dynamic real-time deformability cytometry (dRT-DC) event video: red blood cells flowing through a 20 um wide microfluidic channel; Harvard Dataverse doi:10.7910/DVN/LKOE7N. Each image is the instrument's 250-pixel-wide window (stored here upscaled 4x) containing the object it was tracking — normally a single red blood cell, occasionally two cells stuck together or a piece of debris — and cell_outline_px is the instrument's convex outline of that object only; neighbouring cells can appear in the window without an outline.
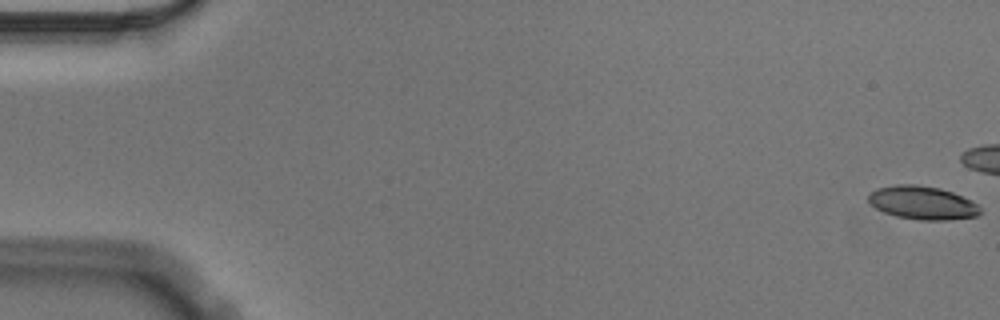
{"species": "Egyptian fruit bat (a non-hibernating species)", "species_latin": "Rousettus aegyptiacus", "temperature_condition": "cold", "stored_images_in_passage": 20, "camera_frame_rate_fps": 3000, "um_per_image_px": 0.085, "animal": {"sex": "male"}, "frame": {"image": 1, "passage_image": 1, "time_ms": 0.0, "image_size_px": [1000, 320], "cell_outline_px": [[980, 212], [976, 216], [948, 220], [920, 220], [896, 216], [884, 212], [876, 208], [868, 200], [868, 196], [876, 188], [896, 184], [916, 184], [940, 188], [952, 192], [972, 200], [980, 208]], "centroid_in_image_um": [78.41, 17.23], "position_along_channel_um": 6.6, "area_um2": 21.68}}